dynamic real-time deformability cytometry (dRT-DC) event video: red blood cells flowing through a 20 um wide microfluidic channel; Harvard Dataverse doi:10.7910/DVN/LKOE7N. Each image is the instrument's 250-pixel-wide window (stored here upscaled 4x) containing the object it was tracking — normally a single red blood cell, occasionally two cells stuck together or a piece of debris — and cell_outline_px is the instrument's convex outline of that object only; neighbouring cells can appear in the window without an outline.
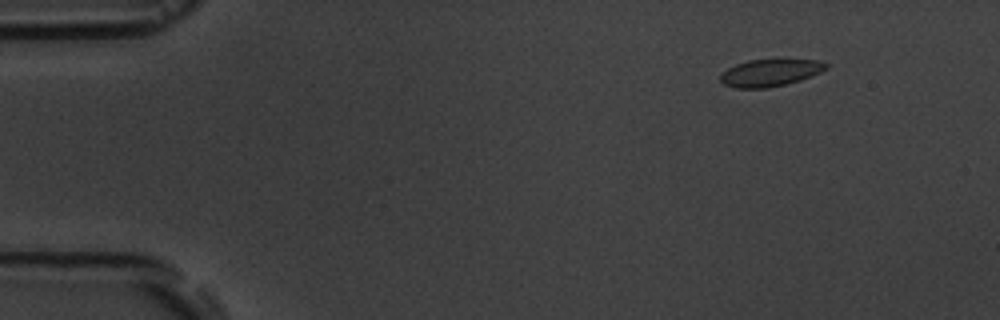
{"species": "common noctule bat (a hibernating species)", "species_latin": "Nyctalus noctula", "temperature_condition": "room temperature", "stored_images_in_passage": 6, "camera_frame_rate_fps": 3000, "um_per_image_px": 0.085, "animal": {"sex": "male", "body_mass_g": 19.5, "forearm_length_mm": 54.6}, "frame": {"image": 1, "passage_image": 2, "time_ms": 1.0, "image_size_px": [1000, 320], "cell_outline_px": [[828, 68], [812, 76], [800, 80], [768, 88], [736, 88], [724, 84], [720, 80], [720, 72], [736, 64], [748, 60], [816, 60], [828, 64]], "centroid_in_image_um": [65.43, 6.19], "position_along_channel_um": 19.6, "area_um2": 16.59}}
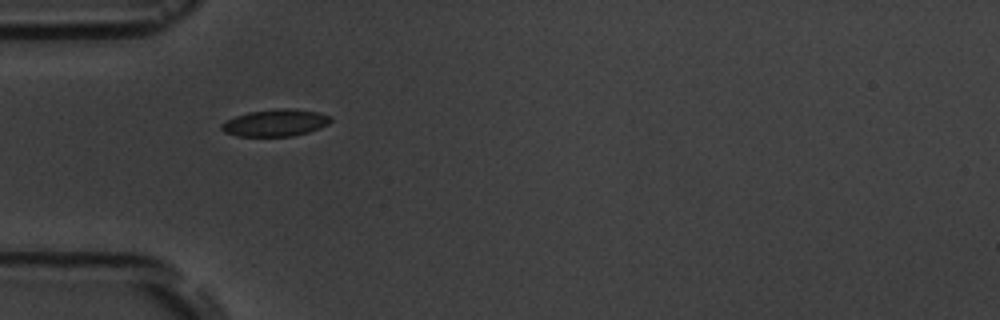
{"frame": {"image": 2, "passage_image": 5, "time_ms": 4.667, "image_size_px": [1000, 320], "cell_outline_px": [[332, 120], [328, 124], [320, 128], [308, 132], [292, 136], [236, 136], [224, 132], [220, 128], [220, 124], [236, 116], [248, 112], [280, 108], [288, 108], [316, 112], [332, 116]], "centroid_in_image_um": [23.41, 10.44], "position_along_channel_um": 61.6, "area_um2": 17.11}}
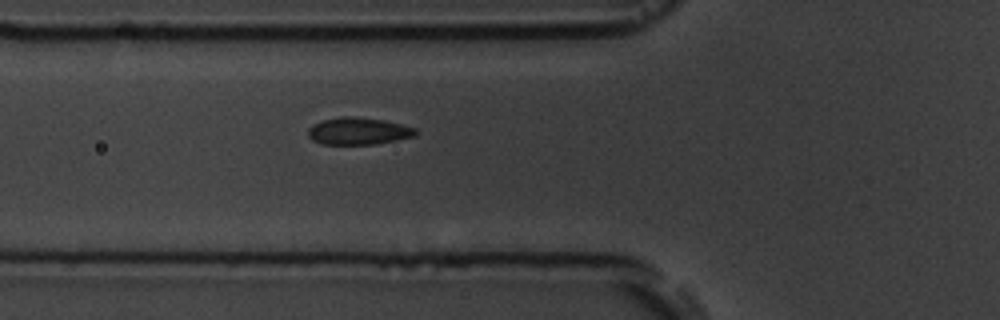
{"frame": {"image": 3, "passage_image": 6, "time_ms": 5.667, "image_size_px": [1000, 320], "cell_outline_px": [[420, 132], [416, 136], [376, 144], [324, 144], [312, 140], [308, 136], [308, 128], [312, 124], [324, 120], [340, 116], [352, 116], [384, 120], [416, 128]], "centroid_in_image_um": [30.48, 11.14], "position_along_channel_um": 95.3, "area_um2": 17.11}}